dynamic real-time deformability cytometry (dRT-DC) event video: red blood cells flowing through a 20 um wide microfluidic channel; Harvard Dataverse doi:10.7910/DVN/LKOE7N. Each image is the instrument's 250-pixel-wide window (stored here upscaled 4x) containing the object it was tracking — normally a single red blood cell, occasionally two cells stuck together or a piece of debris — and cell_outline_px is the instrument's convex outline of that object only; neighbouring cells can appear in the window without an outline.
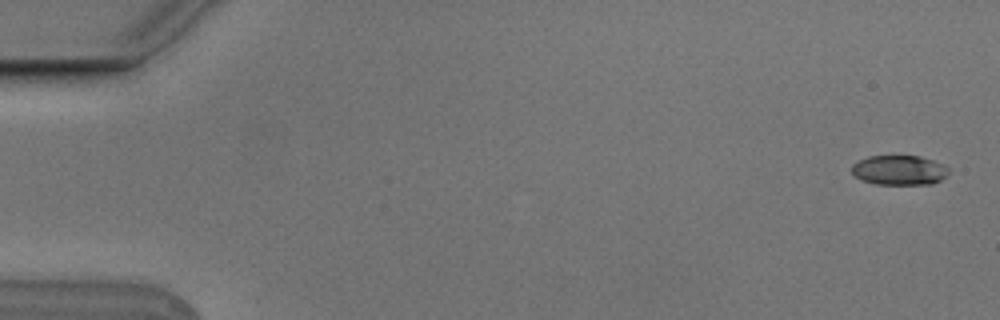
{"species": "Egyptian fruit bat (a non-hibernating species)", "species_latin": "Rousettus aegyptiacus", "temperature_condition": "cold", "stored_images_in_passage": 4, "segment_of_instrument_passage": [2, 2], "camera_frame_rate_fps": 3000, "um_per_image_px": 0.085, "animal": {"sex": "male"}, "frame": {"image": 1, "passage_image": 4, "time_ms": 1.0, "image_size_px": [1000, 320], "cell_outline_px": [[948, 172], [940, 180], [932, 184], [876, 184], [864, 180], [856, 176], [852, 172], [852, 164], [868, 156], [920, 156], [944, 164], [948, 168]], "centroid_in_image_um": [76.45, 14.46], "position_along_channel_um": 8.6, "area_um2": 16.59}}